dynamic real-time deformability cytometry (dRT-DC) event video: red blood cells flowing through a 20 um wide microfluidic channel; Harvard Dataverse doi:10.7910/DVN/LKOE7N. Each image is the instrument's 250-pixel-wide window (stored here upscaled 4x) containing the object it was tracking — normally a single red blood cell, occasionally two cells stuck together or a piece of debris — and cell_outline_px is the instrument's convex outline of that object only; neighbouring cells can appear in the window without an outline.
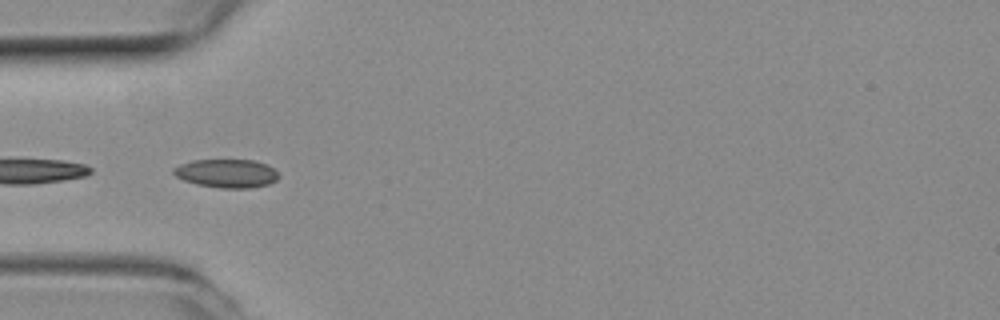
{"species": "common noctule bat (a hibernating species)", "species_latin": "Nyctalus noctula", "temperature_condition": "room temperature", "stored_images_in_passage": 14, "segment_of_instrument_passage": [2, 2], "camera_frame_rate_fps": 3000, "um_per_image_px": 0.085, "animal": {"sex": "female", "body_mass_g": 19.3, "forearm_length_mm": 54.1}, "frame": {"image": 1, "passage_image": 9, "time_ms": 2.667, "image_size_px": [1000, 320], "cell_outline_px": [[280, 176], [276, 180], [268, 184], [252, 188], [220, 188], [196, 184], [184, 180], [176, 176], [172, 172], [172, 168], [180, 164], [192, 160], [256, 160], [268, 164]], "centroid_in_image_um": [19.26, 14.73], "position_along_channel_um": 65.7, "area_um2": 17.57}}